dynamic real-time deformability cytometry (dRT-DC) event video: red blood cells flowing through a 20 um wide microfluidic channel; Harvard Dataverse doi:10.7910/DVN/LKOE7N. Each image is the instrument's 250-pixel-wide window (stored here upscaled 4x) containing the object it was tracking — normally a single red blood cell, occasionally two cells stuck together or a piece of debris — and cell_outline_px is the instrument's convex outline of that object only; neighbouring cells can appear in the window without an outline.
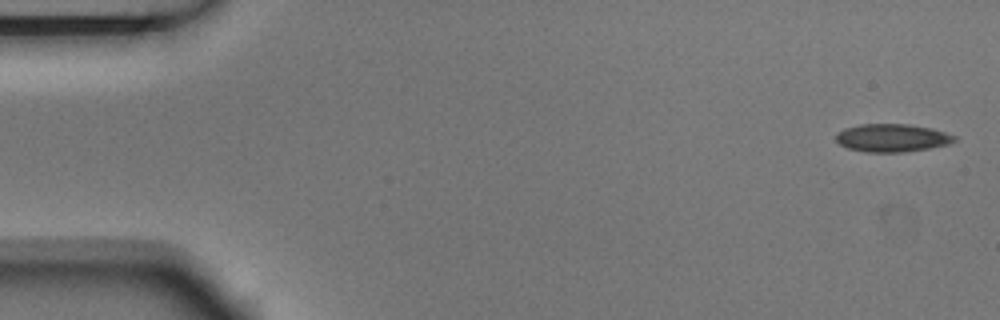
{"species": "Egyptian fruit bat (a non-hibernating species)", "species_latin": "Rousettus aegyptiacus", "temperature_condition": "room temperature", "stored_images_in_passage": 5, "camera_frame_rate_fps": 3000, "um_per_image_px": 0.085, "animal": {"sex": "male"}, "frame": {"image": 1, "passage_image": 1, "time_ms": 0.0, "image_size_px": [1000, 320], "cell_outline_px": [[956, 140], [948, 144], [928, 148], [904, 152], [864, 152], [848, 148], [840, 144], [836, 140], [836, 136], [844, 128], [860, 124], [908, 124], [932, 128], [956, 136]], "centroid_in_image_um": [75.83, 11.72], "position_along_channel_um": 9.2, "area_um2": 19.19}}
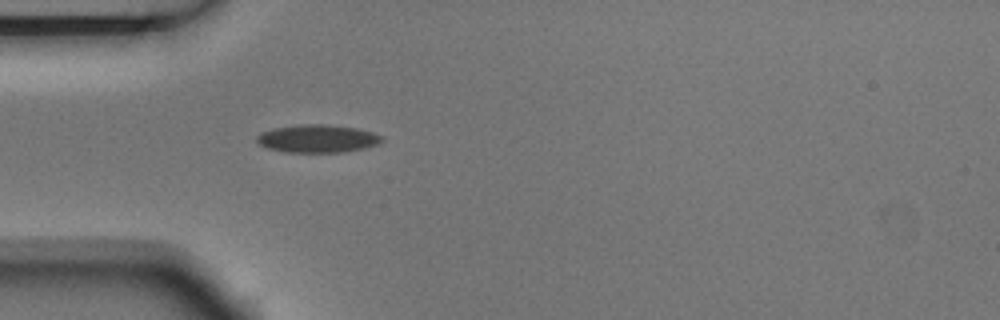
{"frame": {"image": 2, "passage_image": 5, "time_ms": 1.333, "image_size_px": [1000, 320], "cell_outline_px": [[384, 140], [380, 144], [364, 148], [344, 152], [284, 152], [264, 148], [256, 140], [256, 136], [260, 132], [272, 128], [300, 124], [324, 124], [356, 128], [372, 132], [380, 136]], "centroid_in_image_um": [26.94, 11.78], "position_along_channel_um": 58.1, "area_um2": 20.52}}